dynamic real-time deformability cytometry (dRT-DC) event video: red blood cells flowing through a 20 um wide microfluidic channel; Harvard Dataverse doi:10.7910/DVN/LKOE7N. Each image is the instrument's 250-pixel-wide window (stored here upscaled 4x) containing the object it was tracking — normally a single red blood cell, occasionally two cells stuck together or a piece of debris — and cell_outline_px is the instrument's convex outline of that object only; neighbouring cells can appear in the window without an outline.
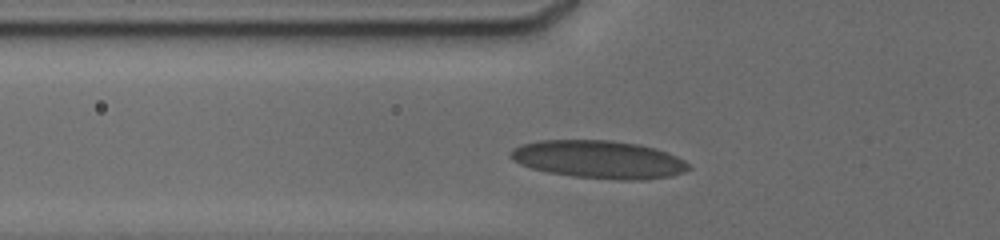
{"species": "human", "species_latin": "Homo sapiens", "temperature_condition": "cold", "stored_images_in_passage": 6, "camera_frame_rate_fps": 3000, "um_per_image_px": 0.085, "donor": {"sex": "male"}, "frame": {"image": 1, "passage_image": 3, "time_ms": 1.333, "image_size_px": [1000, 240], "cell_outline_px": [[692, 168], [684, 172], [672, 176], [640, 180], [620, 180], [572, 176], [548, 172], [532, 168], [520, 164], [512, 160], [508, 156], [508, 152], [512, 148], [524, 144], [540, 140], [612, 140], [640, 144], [656, 148], [668, 152], [684, 160]], "centroid_in_image_um": [50.91, 13.55], "position_along_channel_um": 74.9, "area_um2": 39.59}}
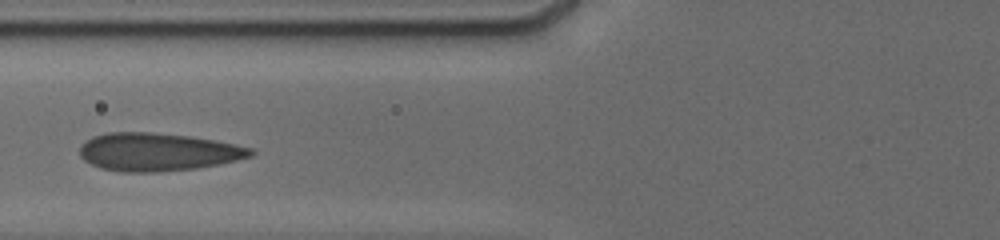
{"frame": {"image": 2, "passage_image": 5, "time_ms": 2.333, "image_size_px": [1000, 240], "cell_outline_px": [[256, 152], [252, 156], [220, 164], [196, 168], [160, 172], [120, 172], [100, 168], [84, 160], [80, 156], [80, 144], [92, 136], [108, 132], [148, 132], [188, 136], [216, 140], [236, 144], [252, 148]], "centroid_in_image_um": [13.41, 12.92], "position_along_channel_um": 112.4, "area_um2": 38.09}}